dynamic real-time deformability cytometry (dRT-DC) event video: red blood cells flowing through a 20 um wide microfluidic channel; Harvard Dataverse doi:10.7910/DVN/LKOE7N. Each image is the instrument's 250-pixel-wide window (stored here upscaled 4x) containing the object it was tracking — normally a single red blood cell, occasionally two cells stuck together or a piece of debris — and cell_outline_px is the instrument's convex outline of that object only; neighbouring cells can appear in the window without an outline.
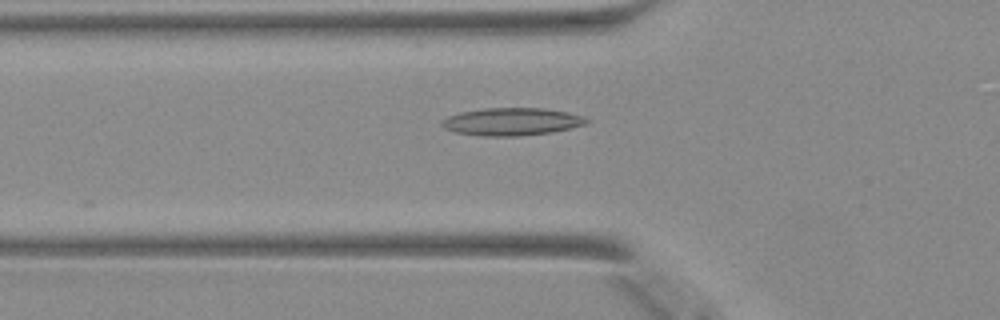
{"species": "Egyptian fruit bat (a non-hibernating species)", "species_latin": "Rousettus aegyptiacus", "temperature_condition": "warm", "stored_images_in_passage": 23, "camera_frame_rate_fps": 3000, "um_per_image_px": 0.085, "animal": {"sex": "female"}, "frame": {"image": 1, "passage_image": 4, "time_ms": 1.0, "image_size_px": [1000, 320], "cell_outline_px": [[592, 120], [588, 124], [552, 132], [520, 136], [480, 136], [456, 132], [444, 128], [440, 124], [440, 120], [448, 116], [460, 112], [484, 108], [544, 108], [568, 112], [584, 116]], "centroid_in_image_um": [43.52, 10.34], "position_along_channel_um": 82.3, "area_um2": 23.58}}
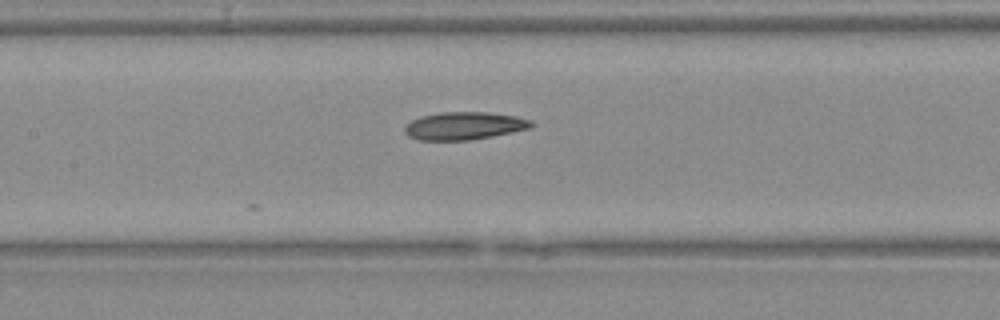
{"frame": {"image": 2, "passage_image": 10, "time_ms": 3.0, "image_size_px": [1000, 320], "cell_outline_px": [[536, 124], [532, 128], [492, 136], [468, 140], [420, 140], [408, 136], [404, 132], [404, 128], [412, 120], [420, 116], [440, 112], [488, 112], [516, 116], [532, 120]], "centroid_in_image_um": [39.49, 10.69], "position_along_channel_um": 167.9, "area_um2": 20.58}}
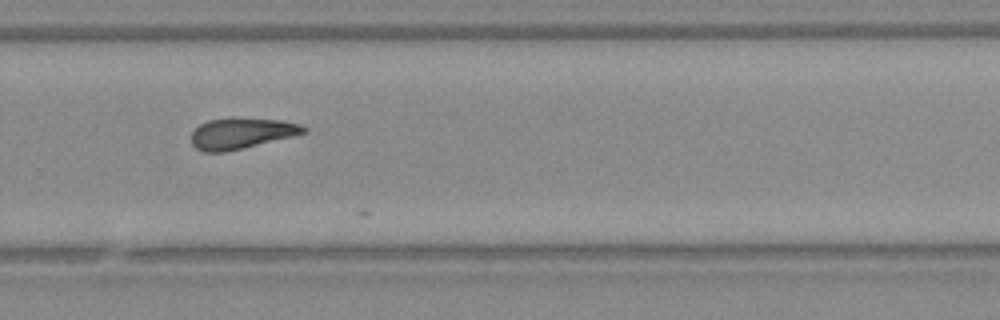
{"frame": {"image": 3, "passage_image": 20, "time_ms": 6.333, "image_size_px": [1000, 320], "cell_outline_px": [[308, 128], [304, 132], [244, 148], [224, 152], [204, 152], [196, 148], [192, 144], [192, 132], [200, 124], [208, 120], [280, 120], [300, 124]], "centroid_in_image_um": [20.47, 11.37], "position_along_channel_um": 309.3, "area_um2": 19.19}}